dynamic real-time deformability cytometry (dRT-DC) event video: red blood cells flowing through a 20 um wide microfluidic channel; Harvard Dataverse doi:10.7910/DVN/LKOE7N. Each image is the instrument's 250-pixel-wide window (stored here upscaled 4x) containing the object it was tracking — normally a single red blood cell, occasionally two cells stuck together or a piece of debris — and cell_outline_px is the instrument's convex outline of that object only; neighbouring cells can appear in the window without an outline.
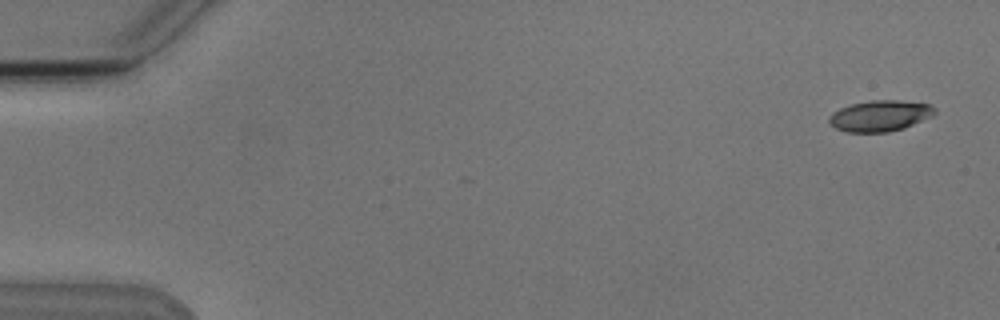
{"species": "Egyptian fruit bat (a non-hibernating species)", "species_latin": "Rousettus aegyptiacus", "temperature_condition": "cold", "stored_images_in_passage": 4, "camera_frame_rate_fps": 3000, "um_per_image_px": 0.085, "animal": {"sex": "male"}, "frame": {"image": 1, "passage_image": 1, "time_ms": 0.0, "image_size_px": [1000, 320], "cell_outline_px": [[936, 112], [932, 116], [904, 128], [888, 132], [848, 132], [836, 128], [828, 120], [828, 116], [832, 112], [840, 108], [852, 104], [872, 100], [900, 100], [928, 104], [936, 108]], "centroid_in_image_um": [74.8, 9.84], "position_along_channel_um": 10.2, "area_um2": 19.02}}